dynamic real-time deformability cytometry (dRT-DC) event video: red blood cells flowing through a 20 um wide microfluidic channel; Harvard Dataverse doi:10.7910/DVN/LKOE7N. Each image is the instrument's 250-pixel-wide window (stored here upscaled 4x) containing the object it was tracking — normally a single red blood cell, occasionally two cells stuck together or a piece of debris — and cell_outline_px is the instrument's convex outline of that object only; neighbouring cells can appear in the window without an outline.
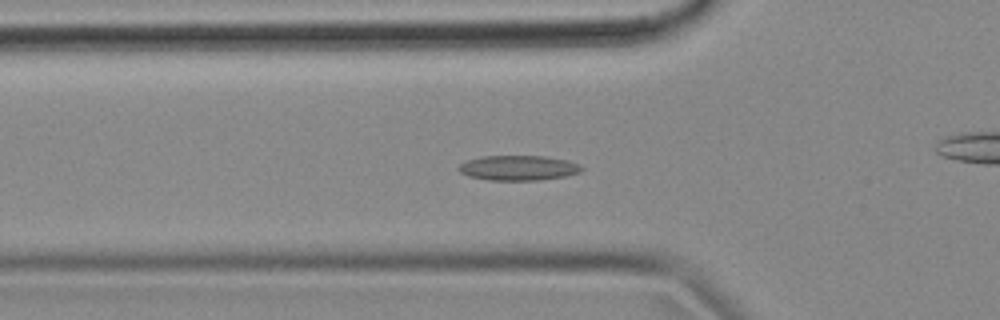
{"species": "common noctule bat (a hibernating species)", "species_latin": "Nyctalus noctula", "temperature_condition": "cold", "stored_images_in_passage": 40, "camera_frame_rate_fps": 3000, "um_per_image_px": 0.085, "animal": {"sex": "female", "body_mass_g": 18.4}, "frame": {"image": 1, "passage_image": 2, "time_ms": 0.333, "image_size_px": [1000, 320], "cell_outline_px": [[584, 168], [580, 172], [564, 176], [536, 180], [488, 180], [468, 176], [460, 172], [456, 168], [460, 164], [468, 160], [484, 156], [544, 156], [568, 160], [580, 164]], "centroid_in_image_um": [44.06, 14.27], "position_along_channel_um": 81.7, "area_um2": 17.86}}
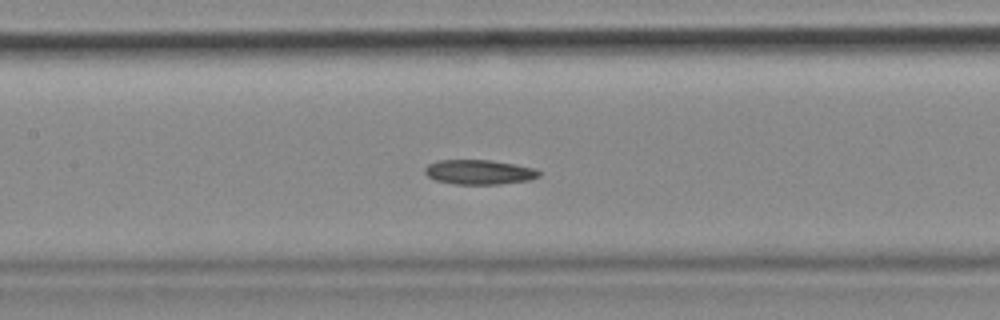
{"frame": {"image": 2, "passage_image": 9, "time_ms": 2.667, "image_size_px": [1000, 320], "cell_outline_px": [[540, 176], [528, 180], [500, 184], [456, 184], [436, 180], [428, 176], [424, 172], [424, 168], [428, 164], [436, 160], [488, 160], [512, 164], [532, 168], [540, 172]], "centroid_in_image_um": [40.68, 14.63], "position_along_channel_um": 166.7, "area_um2": 16.18}}
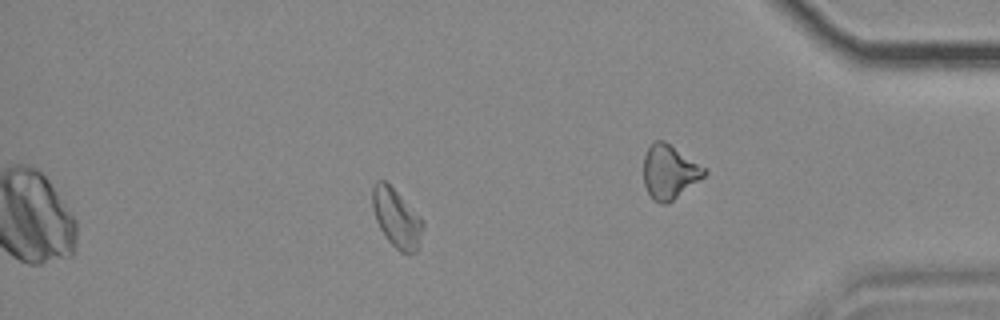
{"frame": {"image": 3, "passage_image": 32, "time_ms": 10.333, "image_size_px": [1000, 320], "cell_outline_px": [[424, 224], [416, 252], [408, 256], [400, 252], [388, 240], [380, 228], [376, 220], [372, 208], [372, 188], [376, 180], [384, 180], [396, 192]], "centroid_in_image_um": [33.66, 18.58], "position_along_channel_um": 401.5, "area_um2": 16.7}}